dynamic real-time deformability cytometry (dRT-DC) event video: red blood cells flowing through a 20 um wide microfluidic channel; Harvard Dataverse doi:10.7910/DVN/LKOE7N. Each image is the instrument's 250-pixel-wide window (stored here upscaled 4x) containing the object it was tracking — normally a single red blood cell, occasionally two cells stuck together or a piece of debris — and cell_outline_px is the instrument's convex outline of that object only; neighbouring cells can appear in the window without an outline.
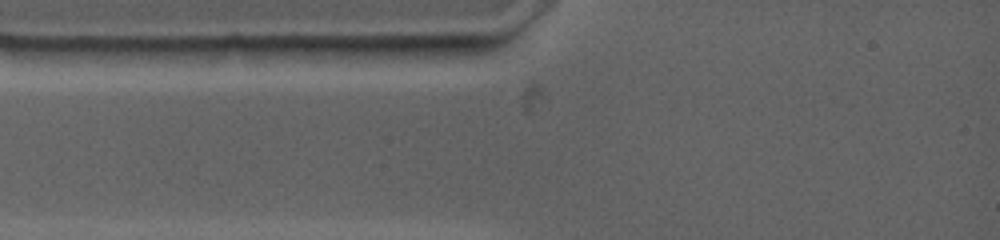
{"species": "common noctule bat (a hibernating species)", "species_latin": "Nyctalus noctula", "temperature_condition": "warm", "stored_images_in_passage": 4, "camera_frame_rate_fps": 4500, "um_per_image_px": 0.085, "animal": {"sex": "female", "body_mass_g": 19.0, "forearm_length_mm": 53.3}, "frame": {"image": 1, "passage_image": 2, "time_ms": 0.444, "image_size_px": [1000, 240], "cell_outline_px": [[444, 48], [436, 60], [348, 56], [316, 48], [396, 44], [444, 44]], "centroid_in_image_um": [33.29, 4.35], "position_along_channel_um": 51.7, "area_um2": 10.17}}